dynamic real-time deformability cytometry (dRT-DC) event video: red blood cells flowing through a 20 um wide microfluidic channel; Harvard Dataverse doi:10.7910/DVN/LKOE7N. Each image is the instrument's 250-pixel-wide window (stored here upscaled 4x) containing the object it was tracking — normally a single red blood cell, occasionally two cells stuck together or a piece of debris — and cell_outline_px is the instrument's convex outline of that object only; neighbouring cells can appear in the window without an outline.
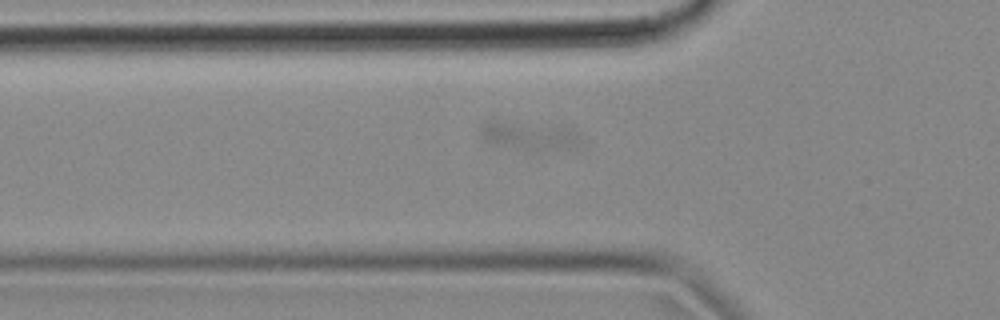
{"species": "common noctule bat (a hibernating species)", "species_latin": "Nyctalus noctula", "temperature_condition": "cold", "stored_images_in_passage": 87, "camera_frame_rate_fps": 3000, "um_per_image_px": 0.085, "animal": {"sex": "female", "body_mass_g": 18.4}, "frame": {"image": 1, "passage_image": 31, "time_ms": 10.0, "image_size_px": [1000, 320], "cell_outline_px": [[580, 144], [576, 148], [520, 148], [492, 144], [484, 140], [480, 132], [480, 128], [484, 124], [492, 120], [560, 128], [576, 132], [580, 136]], "centroid_in_image_um": [44.91, 11.54], "position_along_channel_um": 80.9, "area_um2": 15.26}}
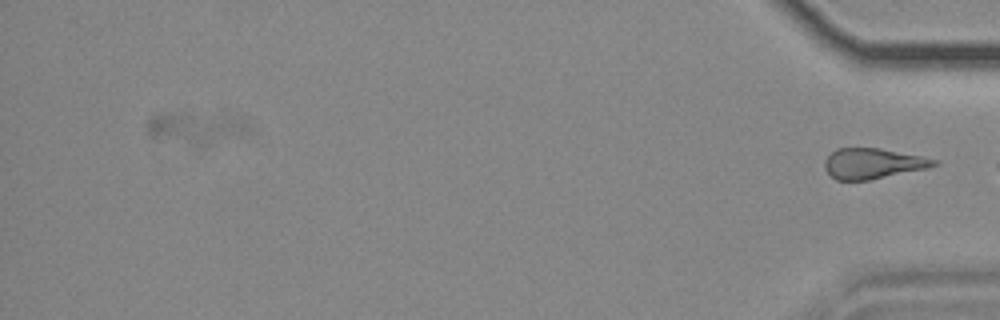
{"frame": {"image": 2, "passage_image": 87, "time_ms": 28.667, "image_size_px": [1000, 320], "cell_outline_px": [[940, 164], [928, 168], [868, 180], [836, 180], [824, 168], [824, 160], [836, 148], [880, 148], [920, 156], [936, 160]], "centroid_in_image_um": [74.18, 13.89], "position_along_channel_um": 361.0, "area_um2": 19.25}}